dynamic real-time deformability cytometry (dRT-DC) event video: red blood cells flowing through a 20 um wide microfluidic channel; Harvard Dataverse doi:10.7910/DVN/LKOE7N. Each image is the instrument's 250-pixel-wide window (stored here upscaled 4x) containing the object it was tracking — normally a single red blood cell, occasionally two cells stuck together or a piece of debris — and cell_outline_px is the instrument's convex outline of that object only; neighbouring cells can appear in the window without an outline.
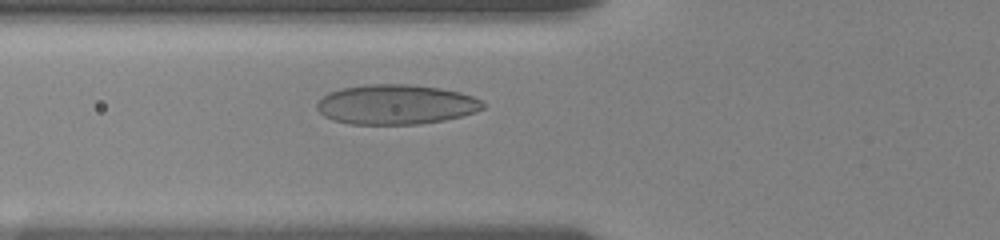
{"species": "human", "species_latin": "Homo sapiens", "temperature_condition": "room temperature", "stored_images_in_passage": 38, "camera_frame_rate_fps": 3000, "um_per_image_px": 0.085, "donor": {"sex": "female"}, "frame": {"image": 1, "passage_image": 3, "time_ms": 0.667, "image_size_px": [1000, 240], "cell_outline_px": [[484, 108], [476, 112], [444, 120], [420, 124], [352, 124], [332, 120], [324, 116], [316, 108], [316, 104], [328, 92], [340, 88], [368, 84], [408, 84], [440, 88], [460, 92], [472, 96], [480, 100], [484, 104]], "centroid_in_image_um": [33.64, 8.88], "position_along_channel_um": 92.2, "area_um2": 38.55}}
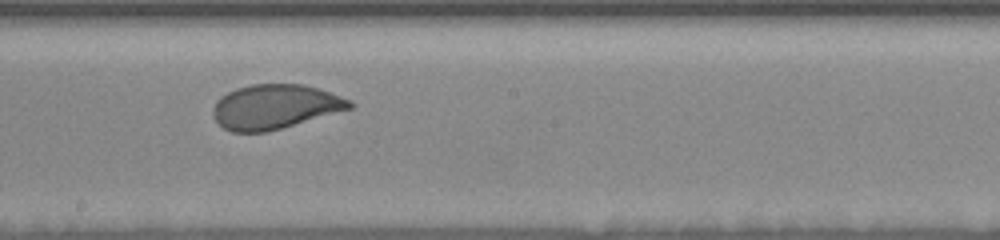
{"frame": {"image": 2, "passage_image": 14, "time_ms": 4.333, "image_size_px": [1000, 240], "cell_outline_px": [[356, 104], [352, 108], [268, 132], [232, 132], [224, 128], [212, 116], [212, 108], [216, 100], [220, 96], [236, 88], [252, 84], [304, 84], [352, 100]], "centroid_in_image_um": [23.35, 9.07], "position_along_channel_um": 224.8, "area_um2": 35.49}}
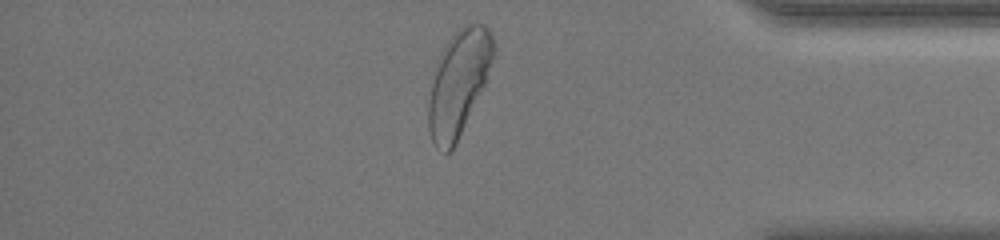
{"frame": {"image": 3, "passage_image": 30, "time_ms": 9.667, "image_size_px": [1000, 240], "cell_outline_px": [[496, 48], [484, 84], [452, 148], [448, 152], [444, 152], [436, 148], [432, 140], [428, 128], [428, 100], [436, 60], [440, 52], [448, 40], [464, 24], [476, 20], [484, 24], [492, 32], [496, 44]], "centroid_in_image_um": [38.97, 6.94], "position_along_channel_um": 396.2, "area_um2": 39.48}, "authors_computed_cell_mechanics": {"area_um2": 36.7897, "velocity_mm_per_s": 3.6034, "shape_relaxation_time_tau1_ms": 4.1422, "shape_relaxation_time_tau2_ms": null, "deformation_change_tau1": 0.1515, "deformation_change_tau2": null}}